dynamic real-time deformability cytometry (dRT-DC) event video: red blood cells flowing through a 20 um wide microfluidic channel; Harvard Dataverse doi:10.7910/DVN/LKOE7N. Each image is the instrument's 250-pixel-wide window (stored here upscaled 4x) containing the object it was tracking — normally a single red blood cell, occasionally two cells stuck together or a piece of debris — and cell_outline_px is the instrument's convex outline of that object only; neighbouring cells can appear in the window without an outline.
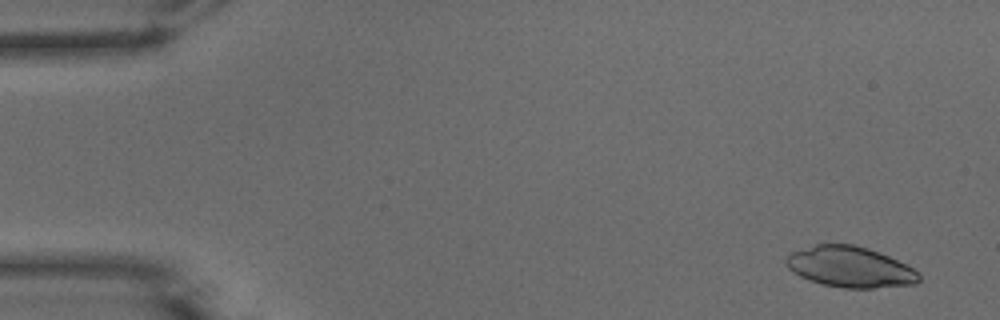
{"species": "common noctule bat (a hibernating species)", "species_latin": "Nyctalus noctula", "temperature_condition": "warm", "stored_images_in_passage": 52, "camera_frame_rate_fps": 3000, "um_per_image_px": 0.085, "animal": {"sex": "male", "body_mass_g": 15.6}, "frame": {"image": 1, "passage_image": 3, "time_ms": 0.667, "image_size_px": [1000, 320], "cell_outline_px": [[920, 280], [916, 284], [876, 288], [844, 288], [820, 284], [808, 280], [800, 276], [788, 268], [784, 264], [784, 260], [792, 252], [816, 244], [852, 244], [868, 248], [880, 252], [912, 268], [920, 276]], "centroid_in_image_um": [72.23, 22.7], "position_along_channel_um": 12.8, "area_um2": 31.56}}